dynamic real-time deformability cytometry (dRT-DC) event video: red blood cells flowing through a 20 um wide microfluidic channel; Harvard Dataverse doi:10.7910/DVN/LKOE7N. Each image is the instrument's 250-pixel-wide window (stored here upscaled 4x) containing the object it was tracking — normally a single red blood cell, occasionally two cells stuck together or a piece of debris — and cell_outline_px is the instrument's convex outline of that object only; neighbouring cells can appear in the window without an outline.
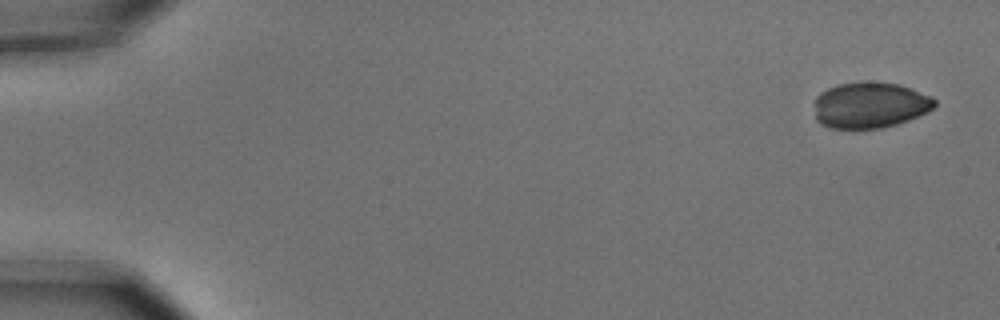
{"species": "common noctule bat (a hibernating species)", "species_latin": "Nyctalus noctula", "temperature_condition": "cold", "stored_images_in_passage": 5, "camera_frame_rate_fps": 3000, "um_per_image_px": 0.085, "animal": {"sex": "male", "body_mass_g": 15.6}, "frame": {"image": 1, "passage_image": 1, "time_ms": 0.0, "image_size_px": [1000, 320], "cell_outline_px": [[936, 104], [932, 108], [908, 120], [896, 124], [880, 128], [828, 128], [820, 124], [816, 120], [816, 96], [820, 92], [836, 84], [864, 80], [896, 84], [932, 96], [936, 100]], "centroid_in_image_um": [73.91, 8.92], "position_along_channel_um": 11.1, "area_um2": 32.19}}